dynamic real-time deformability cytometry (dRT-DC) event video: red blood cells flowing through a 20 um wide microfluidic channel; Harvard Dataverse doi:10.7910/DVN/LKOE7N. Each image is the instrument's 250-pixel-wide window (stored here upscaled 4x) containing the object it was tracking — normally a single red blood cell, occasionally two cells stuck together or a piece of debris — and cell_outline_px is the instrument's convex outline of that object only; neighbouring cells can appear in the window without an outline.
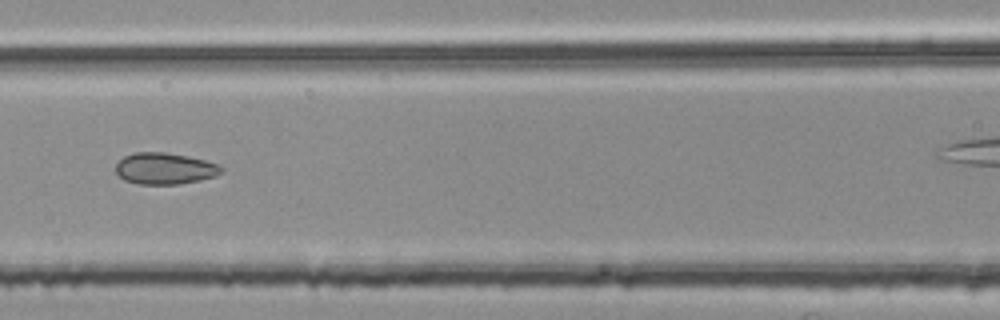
{"species": "common noctule bat (a hibernating species)", "species_latin": "Nyctalus noctula", "temperature_condition": "room temperature", "stored_images_in_passage": 5, "camera_frame_rate_fps": 3000, "um_per_image_px": 0.085, "animal": {"sex": "female", "body_mass_g": 25.1}, "frame": {"image": 1, "passage_image": 4, "time_ms": 1.0, "image_size_px": [1000, 320], "cell_outline_px": [[224, 168], [216, 176], [200, 180], [180, 184], [140, 184], [124, 180], [116, 172], [116, 164], [124, 156], [132, 152], [164, 152], [188, 156], [204, 160], [216, 164]], "centroid_in_image_um": [13.99, 14.32], "position_along_channel_um": 152.6, "area_um2": 19.31}}